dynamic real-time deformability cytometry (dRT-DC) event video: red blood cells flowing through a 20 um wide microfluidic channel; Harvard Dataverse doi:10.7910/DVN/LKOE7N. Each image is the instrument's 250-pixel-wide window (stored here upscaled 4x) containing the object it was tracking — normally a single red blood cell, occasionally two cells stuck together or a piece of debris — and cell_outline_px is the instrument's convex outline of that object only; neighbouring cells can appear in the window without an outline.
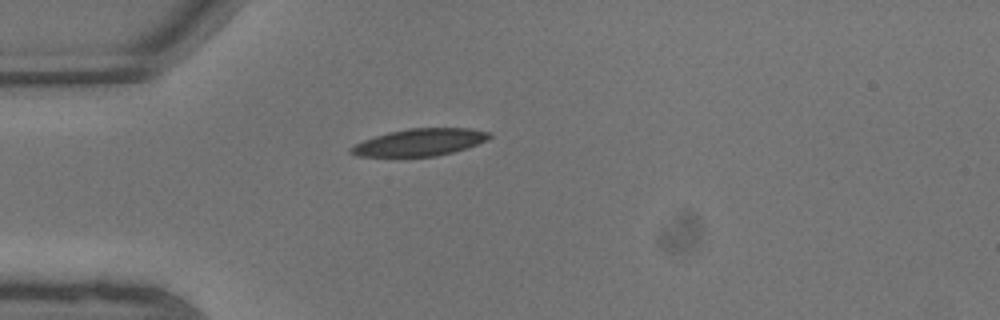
{"species": "common noctule bat (a hibernating species)", "species_latin": "Nyctalus noctula", "temperature_condition": "warm", "stored_images_in_passage": 4, "camera_frame_rate_fps": 3000, "um_per_image_px": 0.085, "animal": {"sex": "male", "body_mass_g": 13.3}, "frame": {"image": 1, "passage_image": 1, "time_ms": 0.0, "image_size_px": [1000, 320], "cell_outline_px": [[492, 136], [476, 144], [452, 152], [436, 156], [356, 156], [348, 152], [348, 148], [364, 140], [388, 132], [408, 128], [468, 128], [492, 132]], "centroid_in_image_um": [35.65, 12.08], "position_along_channel_um": 49.4, "area_um2": 21.68}}
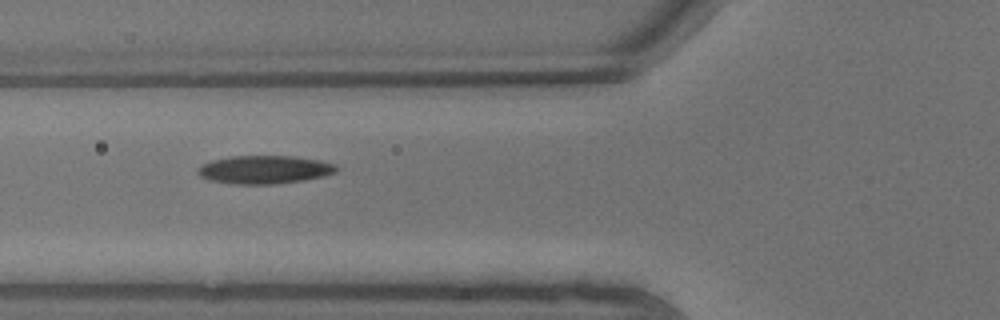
{"frame": {"image": 2, "passage_image": 3, "time_ms": 0.667, "image_size_px": [1000, 320], "cell_outline_px": [[340, 168], [336, 172], [324, 176], [304, 180], [272, 184], [232, 184], [208, 180], [200, 176], [196, 172], [204, 164], [212, 160], [232, 156], [296, 156], [320, 160], [336, 164]], "centroid_in_image_um": [22.52, 14.42], "position_along_channel_um": 103.3, "area_um2": 22.89}}
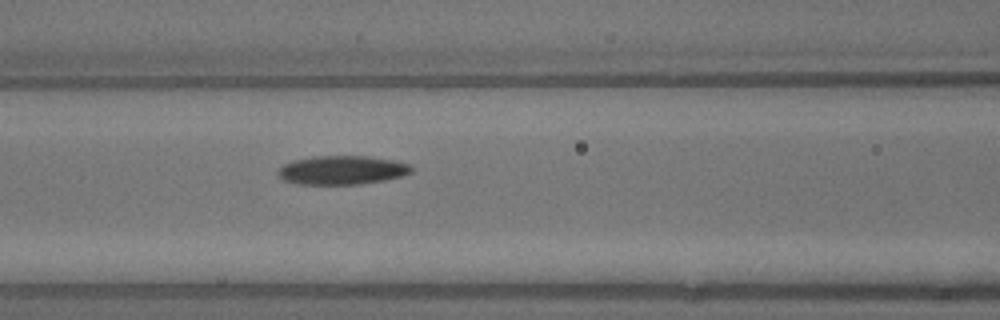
{"frame": {"image": 3, "passage_image": 4, "time_ms": 1.0, "image_size_px": [1000, 320], "cell_outline_px": [[412, 172], [400, 176], [384, 180], [360, 184], [300, 184], [284, 180], [276, 172], [284, 164], [296, 160], [316, 156], [364, 156], [388, 160], [408, 164], [412, 168]], "centroid_in_image_um": [29.04, 14.47], "position_along_channel_um": 137.6, "area_um2": 21.91}}